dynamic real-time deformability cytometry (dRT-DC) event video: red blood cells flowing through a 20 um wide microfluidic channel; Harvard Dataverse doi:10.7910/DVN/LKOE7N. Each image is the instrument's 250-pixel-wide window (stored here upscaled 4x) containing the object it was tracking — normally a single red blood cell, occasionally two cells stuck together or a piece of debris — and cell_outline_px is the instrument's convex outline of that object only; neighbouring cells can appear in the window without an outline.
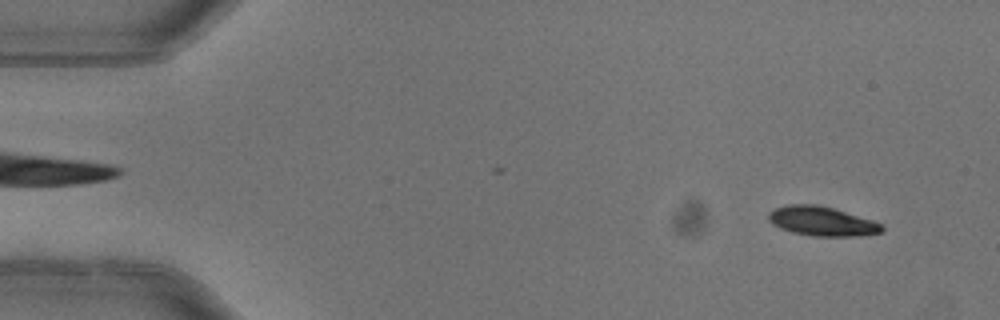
{"species": "common noctule bat (a hibernating species)", "species_latin": "Nyctalus noctula", "temperature_condition": "warm", "stored_images_in_passage": 5, "camera_frame_rate_fps": 3000, "um_per_image_px": 0.085, "animal": {"sex": "female"}, "frame": {"image": 1, "passage_image": 2, "time_ms": 0.333, "image_size_px": [1000, 320], "cell_outline_px": [[884, 232], [860, 236], [812, 236], [792, 232], [780, 228], [772, 224], [768, 220], [768, 212], [776, 208], [788, 204], [816, 204], [832, 208], [872, 220], [880, 224], [884, 228]], "centroid_in_image_um": [69.84, 18.81], "position_along_channel_um": 15.2, "area_um2": 19.36}}
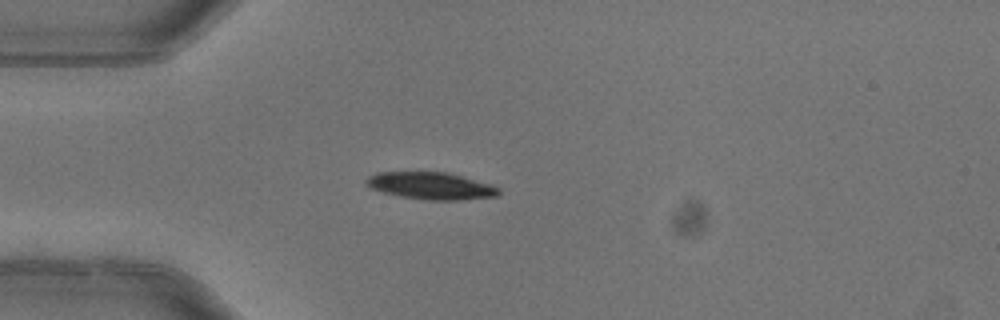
{"frame": {"image": 2, "passage_image": 5, "time_ms": 1.333, "image_size_px": [1000, 320], "cell_outline_px": [[500, 192], [496, 196], [456, 200], [428, 200], [400, 196], [384, 192], [372, 188], [364, 184], [364, 180], [368, 176], [376, 172], [448, 172], [492, 184], [500, 188]], "centroid_in_image_um": [36.62, 15.78], "position_along_channel_um": 48.4, "area_um2": 20.98}}